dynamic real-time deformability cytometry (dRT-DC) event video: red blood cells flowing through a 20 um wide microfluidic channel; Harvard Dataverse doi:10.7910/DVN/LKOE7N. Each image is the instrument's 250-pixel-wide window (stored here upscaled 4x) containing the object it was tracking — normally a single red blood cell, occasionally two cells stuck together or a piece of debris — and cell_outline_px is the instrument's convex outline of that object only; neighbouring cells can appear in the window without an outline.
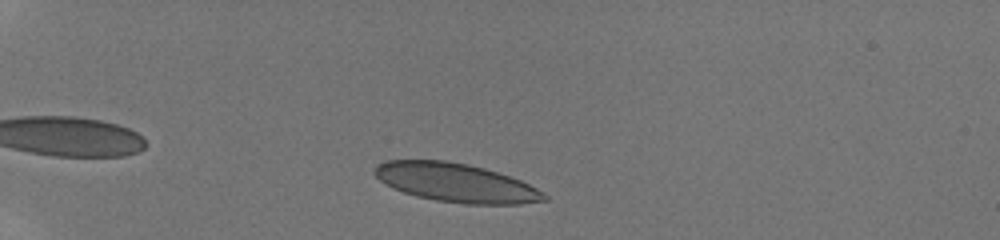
{"species": "human", "species_latin": "Homo sapiens", "temperature_condition": "room temperature", "stored_images_in_passage": 27, "camera_frame_rate_fps": 3000, "um_per_image_px": 0.085, "donor": {"sex": "male"}, "frame": {"image": 1, "passage_image": 1, "time_ms": 0.0, "image_size_px": [1000, 240], "cell_outline_px": [[548, 200], [520, 204], [468, 204], [436, 200], [416, 196], [392, 188], [384, 184], [372, 172], [372, 168], [376, 164], [388, 160], [444, 160], [468, 164], [484, 168], [520, 180], [544, 192], [548, 196]], "centroid_in_image_um": [38.72, 15.52], "position_along_channel_um": 46.3, "area_um2": 38.32}}
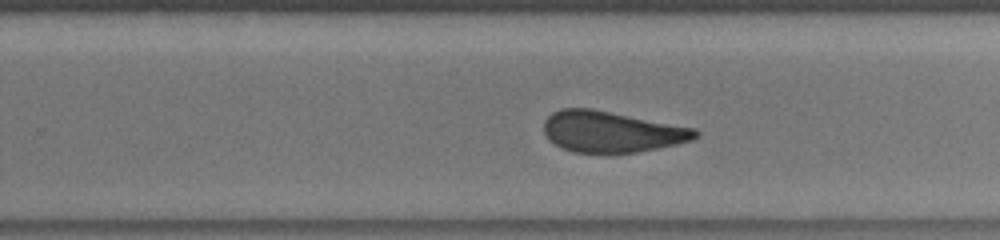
{"frame": {"image": 2, "passage_image": 13, "time_ms": 7.0, "image_size_px": [1000, 240], "cell_outline_px": [[700, 136], [692, 140], [676, 144], [636, 152], [608, 156], [572, 152], [560, 148], [548, 140], [544, 132], [544, 120], [552, 112], [560, 108], [592, 108], [696, 128], [700, 132]], "centroid_in_image_um": [51.95, 11.23], "position_along_channel_um": 277.8, "area_um2": 37.34}}
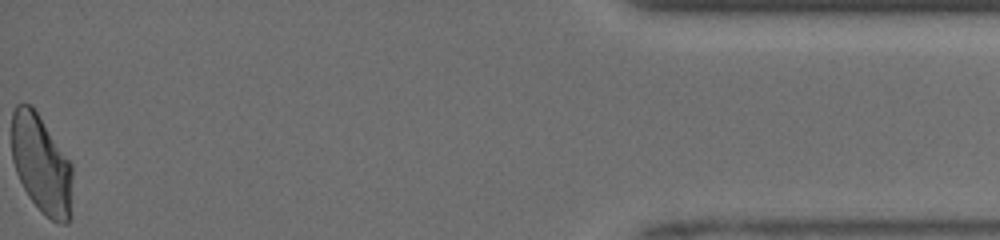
{"frame": {"image": 3, "passage_image": 27, "time_ms": 12.333, "image_size_px": [1000, 240], "cell_outline_px": [[72, 216], [68, 224], [60, 224], [52, 220], [28, 196], [16, 172], [12, 160], [12, 112], [16, 104], [32, 104], [72, 164]], "centroid_in_image_um": [3.54, 13.97], "position_along_channel_um": 431.7, "area_um2": 35.08}, "authors_computed_cell_mechanics": {"area_um2": 36.8764, "velocity_mm_per_s": 4.141, "shape_relaxation_time_tau1_ms": 5.6824, "shape_relaxation_time_tau2_ms": 1.1399, "deformation_change_tau1": 0.1538, "deformation_change_tau2": 0.0567}}